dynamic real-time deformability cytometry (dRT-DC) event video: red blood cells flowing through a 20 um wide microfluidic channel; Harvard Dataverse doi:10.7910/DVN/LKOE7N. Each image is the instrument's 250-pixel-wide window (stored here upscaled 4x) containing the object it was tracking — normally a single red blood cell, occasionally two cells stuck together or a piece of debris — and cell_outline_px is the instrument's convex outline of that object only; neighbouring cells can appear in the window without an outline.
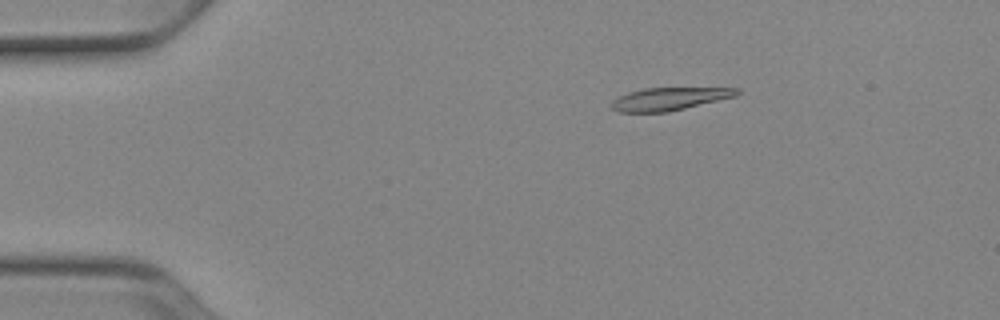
{"species": "Egyptian fruit bat (a non-hibernating species)", "species_latin": "Rousettus aegyptiacus", "temperature_condition": "cold", "stored_images_in_passage": 52, "camera_frame_rate_fps": 3000, "um_per_image_px": 0.085, "animal": {"sex": "female"}, "frame": {"image": 1, "passage_image": 9, "time_ms": 2.667, "image_size_px": [1000, 320], "cell_outline_px": [[740, 92], [736, 96], [668, 112], [616, 112], [612, 108], [612, 100], [628, 92], [644, 88], [740, 88]], "centroid_in_image_um": [56.88, 8.4], "position_along_channel_um": 28.1, "area_um2": 16.53}}
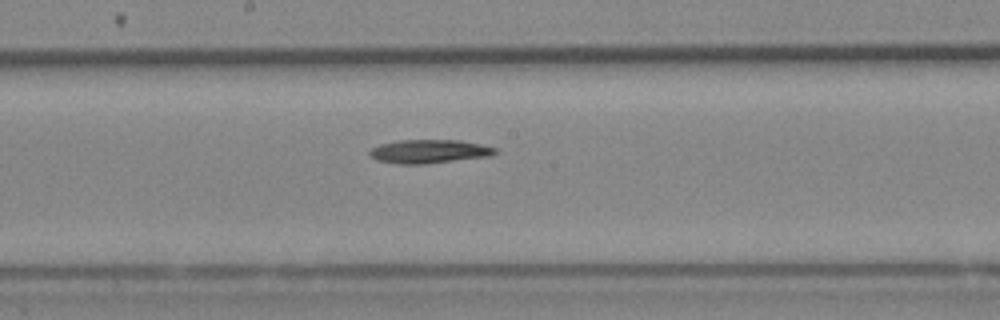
{"frame": {"image": 2, "passage_image": 28, "time_ms": 9.0, "image_size_px": [1000, 320], "cell_outline_px": [[496, 152], [492, 156], [424, 164], [396, 164], [376, 160], [368, 152], [372, 148], [380, 144], [400, 140], [460, 140], [480, 144], [496, 148]], "centroid_in_image_um": [36.48, 12.87], "position_along_channel_um": 211.7, "area_um2": 17.28}}
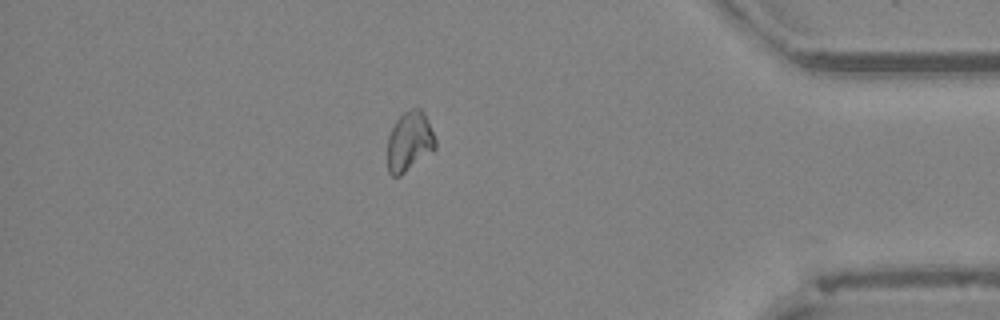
{"frame": {"image": 3, "passage_image": 45, "time_ms": 14.667, "image_size_px": [1000, 320], "cell_outline_px": [[436, 148], [400, 176], [392, 176], [388, 172], [388, 136], [396, 120], [404, 112], [412, 108], [420, 108], [424, 112], [428, 120], [436, 140]], "centroid_in_image_um": [34.8, 12.02], "position_along_channel_um": 400.4, "area_um2": 16.59}}